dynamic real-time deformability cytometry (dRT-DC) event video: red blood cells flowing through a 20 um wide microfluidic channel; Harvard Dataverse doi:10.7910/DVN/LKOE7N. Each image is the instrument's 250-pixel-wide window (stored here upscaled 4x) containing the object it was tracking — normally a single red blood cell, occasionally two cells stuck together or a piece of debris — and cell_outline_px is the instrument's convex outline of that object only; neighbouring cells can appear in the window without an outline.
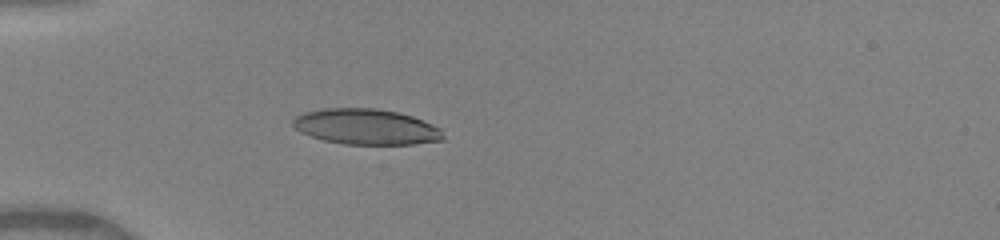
{"species": "human", "species_latin": "Homo sapiens", "temperature_condition": "warm", "stored_images_in_passage": 35, "camera_frame_rate_fps": 3000, "um_per_image_px": 0.085, "donor": {"sex": "female"}, "frame": {"image": 1, "passage_image": 1, "time_ms": 0.0, "image_size_px": [1000, 240], "cell_outline_px": [[444, 140], [412, 144], [344, 144], [324, 140], [300, 132], [292, 124], [292, 120], [296, 116], [304, 112], [324, 108], [376, 108], [400, 112], [412, 116], [432, 124], [440, 128], [444, 136]], "centroid_in_image_um": [31.13, 10.77], "position_along_channel_um": 53.9, "area_um2": 31.21}}
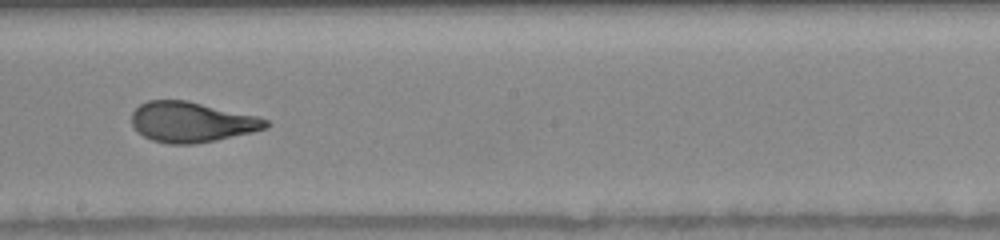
{"frame": {"image": 2, "passage_image": 15, "time_ms": 4.667, "image_size_px": [1000, 240], "cell_outline_px": [[272, 124], [268, 128], [252, 132], [216, 140], [192, 144], [168, 144], [152, 140], [144, 136], [132, 124], [132, 112], [140, 104], [148, 100], [188, 100], [256, 116], [268, 120]], "centroid_in_image_um": [16.31, 10.37], "position_along_channel_um": 231.9, "area_um2": 31.44}}
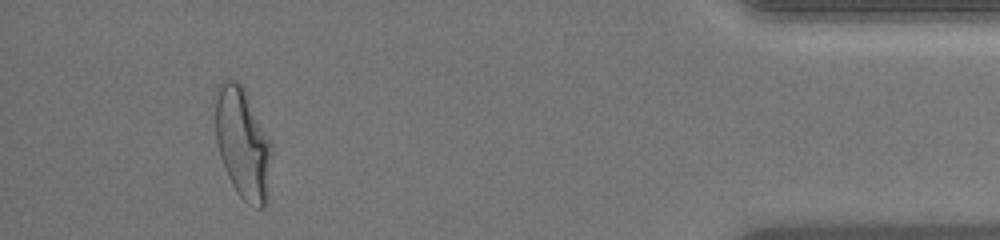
{"frame": {"image": 3, "passage_image": 32, "time_ms": 10.333, "image_size_px": [1000, 240], "cell_outline_px": [[272, 144], [264, 208], [256, 208], [248, 204], [240, 196], [232, 184], [224, 168], [220, 156], [216, 140], [212, 96], [220, 80], [228, 76], [236, 80], [244, 88], [272, 140]], "centroid_in_image_um": [20.56, 12.03], "position_along_channel_um": 414.6, "area_um2": 37.17}, "authors_computed_cell_mechanics": {"area_um2": 31.9056, "velocity_mm_per_s": 4.1262, "shape_relaxation_time_tau1_ms": 8.3135, "shape_relaxation_time_tau2_ms": 0.8699, "deformation_change_tau1": 0.2982, "deformation_change_tau2": 0.0801}}